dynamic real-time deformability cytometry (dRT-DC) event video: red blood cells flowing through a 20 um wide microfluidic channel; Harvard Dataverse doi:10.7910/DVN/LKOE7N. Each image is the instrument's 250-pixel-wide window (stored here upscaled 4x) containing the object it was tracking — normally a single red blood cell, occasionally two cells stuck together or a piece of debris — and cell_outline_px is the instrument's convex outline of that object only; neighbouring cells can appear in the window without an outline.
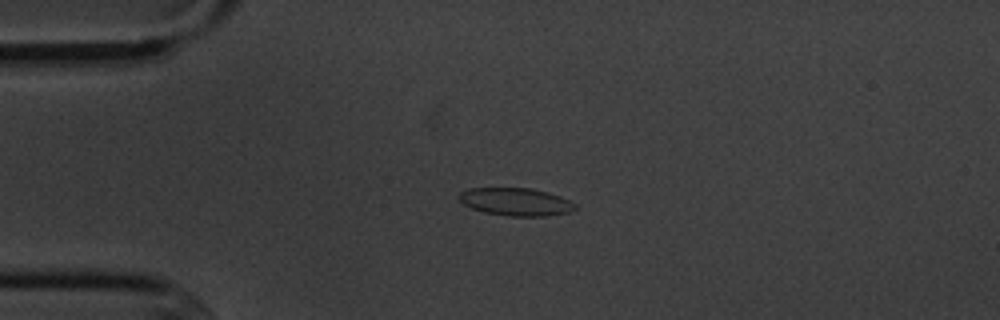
{"species": "common noctule bat (a hibernating species)", "species_latin": "Nyctalus noctula", "temperature_condition": "cold", "stored_images_in_passage": 4, "camera_frame_rate_fps": 3000, "um_per_image_px": 0.085, "animal": {"sex": "male", "body_mass_g": 20.1, "forearm_length_mm": 53.5}, "frame": {"image": 1, "passage_image": 3, "time_ms": 2.333, "image_size_px": [1000, 320], "cell_outline_px": [[576, 208], [568, 212], [544, 216], [508, 216], [484, 212], [472, 208], [464, 204], [456, 196], [460, 192], [468, 188], [532, 188], [560, 196], [576, 204]], "centroid_in_image_um": [43.81, 17.15], "position_along_channel_um": 41.2, "area_um2": 18.73}}